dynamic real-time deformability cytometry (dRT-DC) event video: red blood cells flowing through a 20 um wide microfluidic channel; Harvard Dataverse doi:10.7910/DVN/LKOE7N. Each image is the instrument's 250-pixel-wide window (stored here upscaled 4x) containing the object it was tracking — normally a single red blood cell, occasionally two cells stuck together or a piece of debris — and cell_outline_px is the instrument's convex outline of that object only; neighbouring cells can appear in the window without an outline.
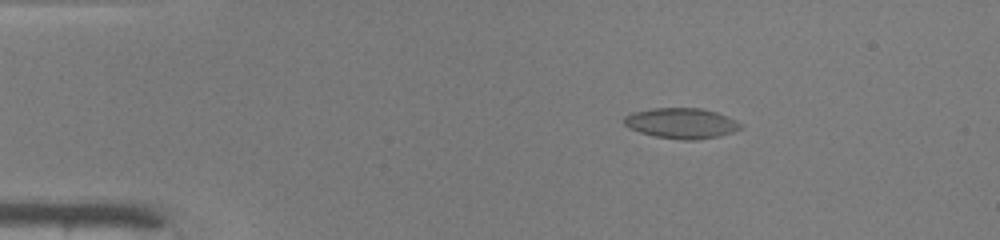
{"species": "common noctule bat (a hibernating species)", "species_latin": "Nyctalus noctula", "temperature_condition": "warm", "stored_images_in_passage": 49, "camera_frame_rate_fps": 3000, "um_per_image_px": 0.085, "animal": {"sex": "male", "body_mass_g": 19.0, "forearm_length_mm": 50.8}, "frame": {"image": 1, "passage_image": 8, "time_ms": 2.333, "image_size_px": [1000, 240], "cell_outline_px": [[744, 128], [732, 132], [716, 136], [696, 140], [684, 140], [656, 136], [640, 132], [628, 128], [624, 124], [624, 116], [632, 112], [652, 108], [700, 108], [716, 112], [736, 120], [744, 124]], "centroid_in_image_um": [57.93, 10.47], "position_along_channel_um": 27.1, "area_um2": 20.69}}
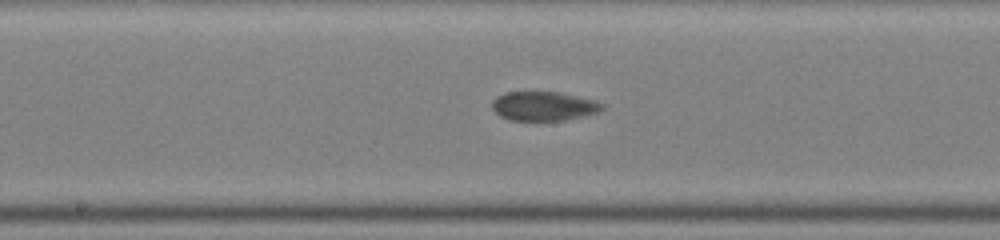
{"frame": {"image": 2, "passage_image": 26, "time_ms": 8.333, "image_size_px": [1000, 240], "cell_outline_px": [[604, 108], [600, 112], [568, 120], [508, 120], [500, 116], [492, 108], [492, 100], [496, 96], [504, 92], [560, 92], [596, 100], [604, 104]], "centroid_in_image_um": [46.24, 9.02], "position_along_channel_um": 202.0, "area_um2": 18.96}}
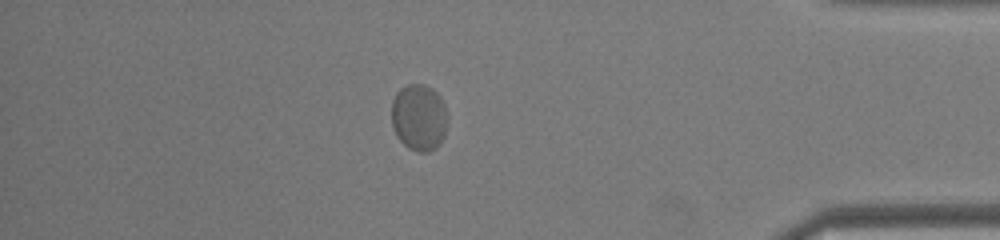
{"frame": {"image": 3, "passage_image": 43, "time_ms": 14.0, "image_size_px": [1000, 240], "cell_outline_px": [[444, 136], [440, 144], [436, 148], [428, 152], [420, 152], [408, 148], [396, 136], [392, 124], [392, 100], [396, 92], [400, 88], [408, 84], [424, 84], [432, 88], [440, 96], [444, 104]], "centroid_in_image_um": [35.57, 9.97], "position_along_channel_um": 399.6, "area_um2": 21.56}}